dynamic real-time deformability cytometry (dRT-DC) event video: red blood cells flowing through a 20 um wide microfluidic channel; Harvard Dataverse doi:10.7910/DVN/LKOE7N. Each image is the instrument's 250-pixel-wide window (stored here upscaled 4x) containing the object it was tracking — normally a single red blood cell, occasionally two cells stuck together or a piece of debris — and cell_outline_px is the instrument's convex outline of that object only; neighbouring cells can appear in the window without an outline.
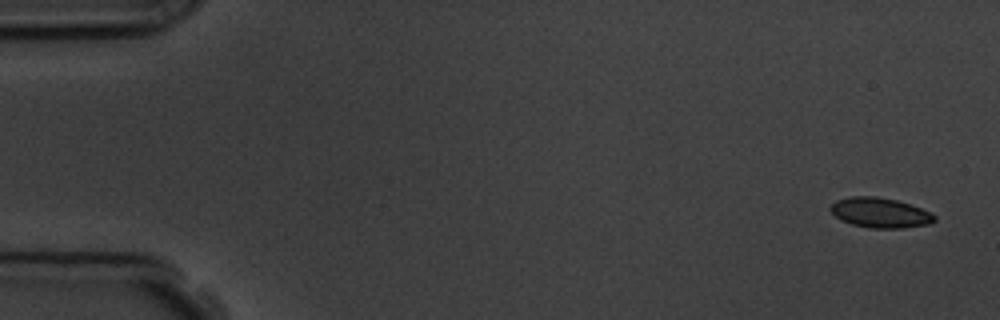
{"species": "common noctule bat (a hibernating species)", "species_latin": "Nyctalus noctula", "temperature_condition": "room temperature", "stored_images_in_passage": 4, "camera_frame_rate_fps": 3000, "um_per_image_px": 0.085, "animal": {"sex": "male", "body_mass_g": 19.5, "forearm_length_mm": 54.6}, "frame": {"image": 1, "passage_image": 1, "time_ms": 0.0, "image_size_px": [1000, 320], "cell_outline_px": [[936, 220], [928, 224], [904, 228], [872, 228], [852, 224], [840, 220], [828, 208], [836, 200], [848, 196], [876, 196], [896, 200], [932, 212], [936, 216]], "centroid_in_image_um": [74.8, 18.08], "position_along_channel_um": 10.2, "area_um2": 18.21}}
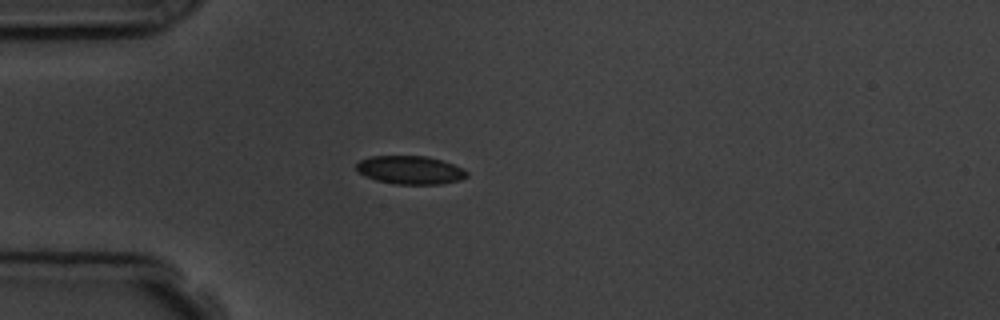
{"frame": {"image": 2, "passage_image": 4, "time_ms": 4.333, "image_size_px": [1000, 320], "cell_outline_px": [[468, 176], [460, 180], [440, 184], [396, 184], [376, 180], [364, 176], [356, 168], [356, 164], [360, 160], [368, 156], [424, 156], [440, 160], [452, 164], [468, 172]], "centroid_in_image_um": [34.84, 14.45], "position_along_channel_um": 50.2, "area_um2": 18.09}}